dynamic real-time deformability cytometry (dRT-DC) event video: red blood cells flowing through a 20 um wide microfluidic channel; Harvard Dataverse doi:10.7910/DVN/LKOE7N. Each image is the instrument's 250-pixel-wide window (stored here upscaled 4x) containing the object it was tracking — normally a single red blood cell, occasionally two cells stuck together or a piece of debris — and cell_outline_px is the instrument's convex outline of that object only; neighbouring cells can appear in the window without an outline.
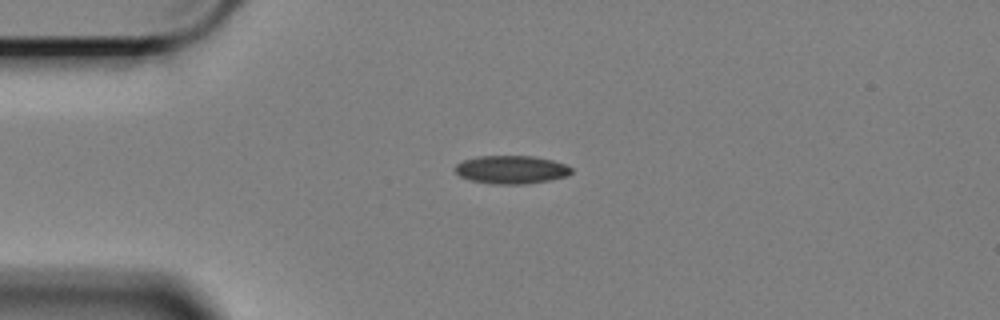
{"species": "Egyptian fruit bat (a non-hibernating species)", "species_latin": "Rousettus aegyptiacus", "temperature_condition": "cold", "stored_images_in_passage": 32, "camera_frame_rate_fps": 3000, "um_per_image_px": 0.085, "animal": {"sex": "female"}, "frame": {"image": 1, "passage_image": 1, "time_ms": 0.0, "image_size_px": [1000, 320], "cell_outline_px": [[572, 172], [568, 176], [552, 180], [524, 184], [492, 184], [468, 180], [460, 176], [452, 168], [456, 164], [464, 160], [480, 156], [536, 156], [552, 160], [564, 164], [572, 168]], "centroid_in_image_um": [43.46, 14.42], "position_along_channel_um": 41.5, "area_um2": 19.31}}
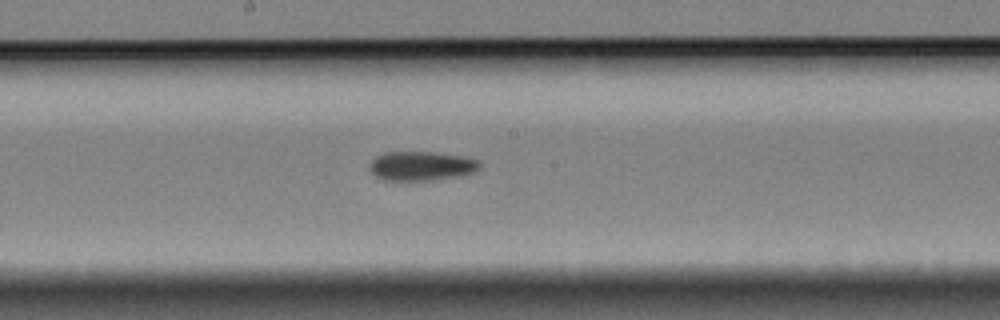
{"frame": {"image": 2, "passage_image": 18, "time_ms": 5.667, "image_size_px": [1000, 320], "cell_outline_px": [[480, 168], [476, 172], [464, 176], [432, 180], [380, 180], [368, 168], [372, 160], [376, 156], [384, 152], [432, 152], [464, 156], [476, 160], [480, 164]], "centroid_in_image_um": [35.83, 14.11], "position_along_channel_um": 212.4, "area_um2": 18.96}}
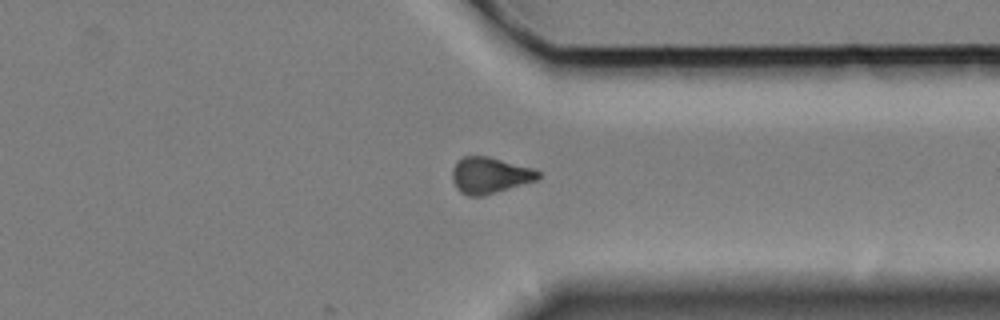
{"frame": {"image": 3, "passage_image": 32, "time_ms": 10.333, "image_size_px": [1000, 320], "cell_outline_px": [[540, 176], [536, 180], [484, 196], [468, 196], [460, 192], [456, 188], [452, 180], [452, 168], [456, 160], [464, 156], [488, 156], [532, 168], [540, 172]], "centroid_in_image_um": [41.58, 14.9], "position_along_channel_um": 369.8, "area_um2": 18.21}, "authors_computed_cell_mechanics": {"area_um2": 18.8139, "velocity_mm_per_s": 3.391, "shape_relaxation_time_tau1_ms": 7.4566, "shape_relaxation_time_tau2_ms": 5.0817, "deformation_change_tau1": 0.1505, "deformation_change_tau2": 0.1162}}